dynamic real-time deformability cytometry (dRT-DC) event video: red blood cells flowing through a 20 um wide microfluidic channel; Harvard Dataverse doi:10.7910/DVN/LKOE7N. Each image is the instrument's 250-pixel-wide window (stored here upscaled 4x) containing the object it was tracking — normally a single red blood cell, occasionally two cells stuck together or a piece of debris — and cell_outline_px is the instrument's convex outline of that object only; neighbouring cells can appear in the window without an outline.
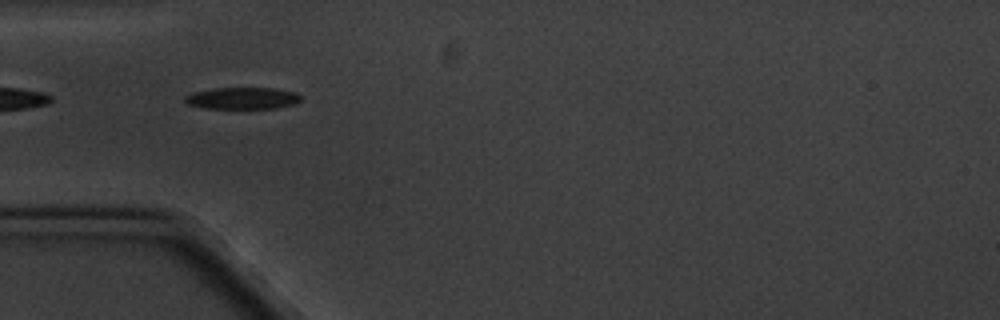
{"species": "common noctule bat (a hibernating species)", "species_latin": "Nyctalus noctula", "temperature_condition": "cold", "stored_images_in_passage": 6, "segment_of_instrument_passage": [2, 2], "camera_frame_rate_fps": 3000, "um_per_image_px": 0.085, "animal": {"sex": "male", "body_mass_g": 20.1, "forearm_length_mm": 53.5}, "frame": {"image": 1, "passage_image": 5, "time_ms": 4.667, "image_size_px": [1000, 320], "cell_outline_px": [[300, 100], [296, 104], [276, 108], [204, 108], [188, 104], [184, 100], [184, 96], [192, 92], [216, 88], [276, 88], [296, 92], [300, 96]], "centroid_in_image_um": [20.61, 8.34], "position_along_channel_um": 64.4, "area_um2": 14.74}}